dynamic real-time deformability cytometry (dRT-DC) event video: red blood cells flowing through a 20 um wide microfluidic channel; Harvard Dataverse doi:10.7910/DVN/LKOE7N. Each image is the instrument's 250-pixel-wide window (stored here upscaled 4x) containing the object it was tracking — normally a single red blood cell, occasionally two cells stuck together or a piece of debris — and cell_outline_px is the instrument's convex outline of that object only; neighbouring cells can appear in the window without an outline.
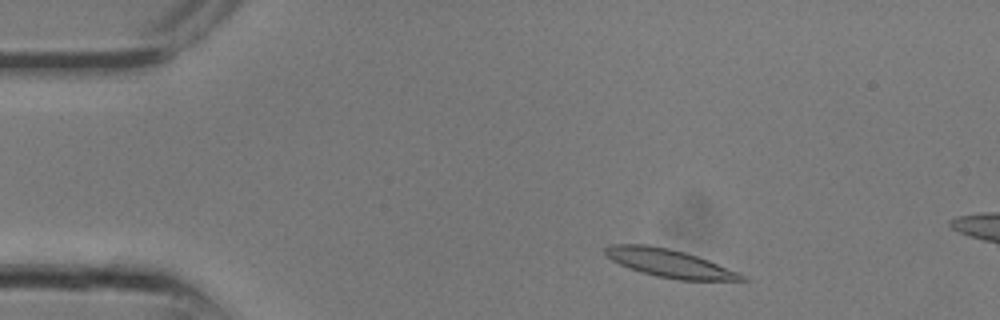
{"species": "common noctule bat (a hibernating species)", "species_latin": "Nyctalus noctula", "temperature_condition": "room temperature", "stored_images_in_passage": 5, "camera_frame_rate_fps": 3000, "um_per_image_px": 0.085, "animal": {"sex": "male", "body_mass_g": 13.3}, "frame": {"image": 1, "passage_image": 2, "time_ms": 0.333, "image_size_px": [1000, 320], "cell_outline_px": [[748, 280], [676, 280], [656, 276], [620, 264], [612, 260], [604, 252], [604, 248], [612, 244], [648, 244], [668, 248], [684, 252], [708, 260], [740, 272], [748, 276]], "centroid_in_image_um": [56.95, 22.37], "position_along_channel_um": 28.1, "area_um2": 22.14}}